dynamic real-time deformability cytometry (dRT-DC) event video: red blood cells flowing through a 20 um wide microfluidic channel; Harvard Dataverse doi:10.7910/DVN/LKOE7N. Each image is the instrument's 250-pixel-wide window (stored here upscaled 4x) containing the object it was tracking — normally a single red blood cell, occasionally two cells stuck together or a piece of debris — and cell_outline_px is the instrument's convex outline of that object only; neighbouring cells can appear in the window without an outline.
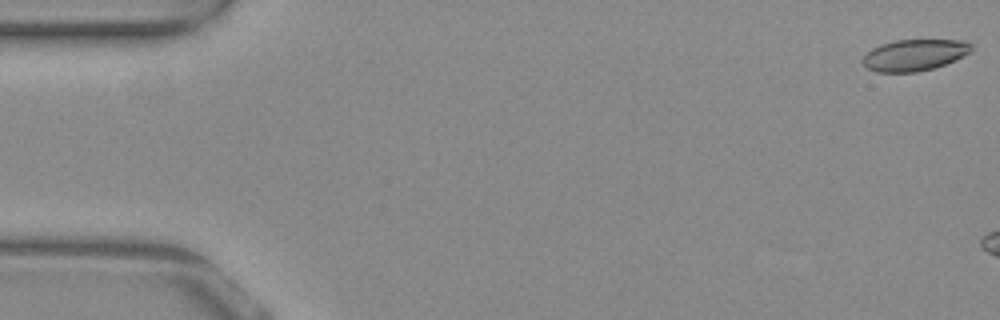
{"species": "common noctule bat (a hibernating species)", "species_latin": "Nyctalus noctula", "temperature_condition": "warm", "stored_images_in_passage": 9, "camera_frame_rate_fps": 3000, "um_per_image_px": 0.085, "animal": {"sex": "female", "body_mass_g": 29.2, "forearm_length_mm": 56.3}, "frame": {"image": 1, "passage_image": 1, "time_ms": 0.0, "image_size_px": [1000, 320], "cell_outline_px": [[972, 48], [968, 52], [956, 60], [932, 68], [916, 72], [876, 72], [868, 68], [864, 64], [864, 56], [872, 48], [880, 44], [896, 40], [964, 40], [972, 44]], "centroid_in_image_um": [77.73, 4.67], "position_along_channel_um": 7.3, "area_um2": 19.65}}